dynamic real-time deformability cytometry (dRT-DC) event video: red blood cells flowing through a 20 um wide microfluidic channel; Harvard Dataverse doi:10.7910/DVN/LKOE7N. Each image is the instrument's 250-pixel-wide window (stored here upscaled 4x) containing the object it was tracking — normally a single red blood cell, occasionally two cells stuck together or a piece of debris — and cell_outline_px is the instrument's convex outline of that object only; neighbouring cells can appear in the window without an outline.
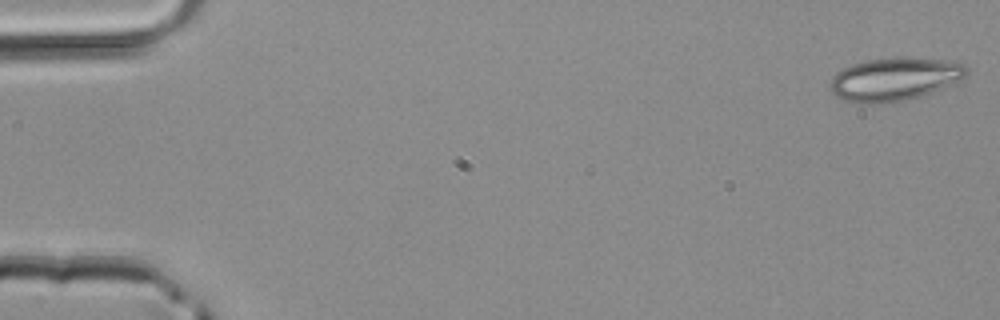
{"species": "common noctule bat (a hibernating species)", "species_latin": "Nyctalus noctula", "temperature_condition": "room temperature", "stored_images_in_passage": 3, "camera_frame_rate_fps": 3000, "um_per_image_px": 0.085, "animal": {"sex": "male", "body_mass_g": 20.4}, "frame": {"image": 1, "passage_image": 1, "time_ms": 0.0, "image_size_px": [1000, 320], "cell_outline_px": [[968, 72], [964, 76], [932, 92], [920, 96], [904, 100], [880, 104], [856, 104], [844, 100], [836, 96], [828, 88], [828, 84], [832, 76], [836, 72], [852, 64], [868, 60], [900, 56], [904, 56], [956, 60], [968, 64]], "centroid_in_image_um": [76.01, 6.71], "position_along_channel_um": 9.0, "area_um2": 34.91}}